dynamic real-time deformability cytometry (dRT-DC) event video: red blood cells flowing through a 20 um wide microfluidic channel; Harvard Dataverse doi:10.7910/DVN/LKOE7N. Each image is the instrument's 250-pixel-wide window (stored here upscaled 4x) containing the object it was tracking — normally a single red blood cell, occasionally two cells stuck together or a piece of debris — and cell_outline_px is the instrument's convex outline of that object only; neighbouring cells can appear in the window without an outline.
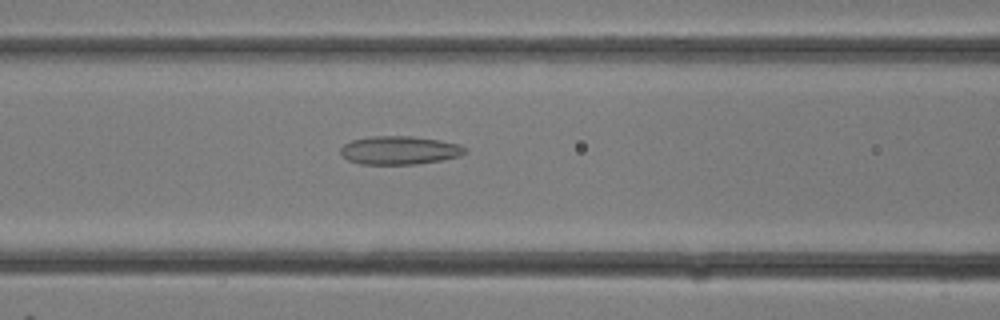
{"species": "common noctule bat (a hibernating species)", "species_latin": "Nyctalus noctula", "temperature_condition": "room temperature", "stored_images_in_passage": 28, "camera_frame_rate_fps": 3000, "um_per_image_px": 0.085, "animal": {"sex": "female"}, "frame": {"image": 1, "passage_image": 12, "time_ms": 3.667, "image_size_px": [1000, 320], "cell_outline_px": [[468, 152], [460, 156], [440, 160], [416, 164], [360, 164], [348, 160], [340, 152], [340, 148], [344, 144], [352, 140], [368, 136], [412, 136], [440, 140], [460, 144], [468, 148]], "centroid_in_image_um": [33.99, 12.76], "position_along_channel_um": 132.6, "area_um2": 20.75}}
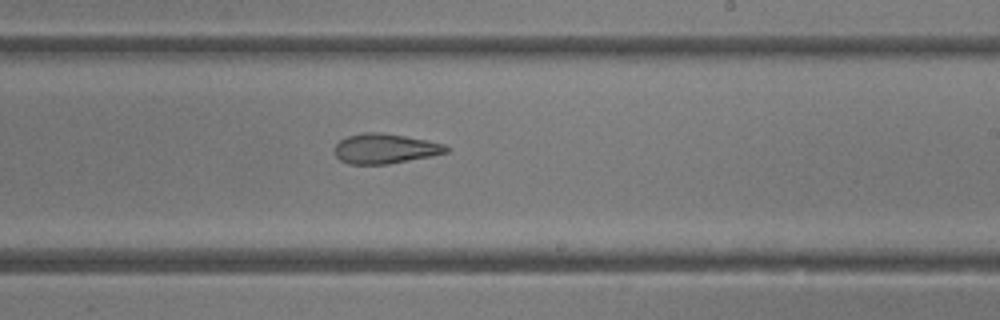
{"frame": {"image": 2, "passage_image": 17, "time_ms": 5.333, "image_size_px": [1000, 320], "cell_outline_px": [[452, 148], [448, 152], [432, 156], [388, 164], [348, 164], [340, 160], [336, 156], [336, 144], [340, 140], [348, 136], [364, 132], [380, 132], [428, 140], [444, 144]], "centroid_in_image_um": [32.77, 12.63], "position_along_channel_um": 256.2, "area_um2": 19.48}}
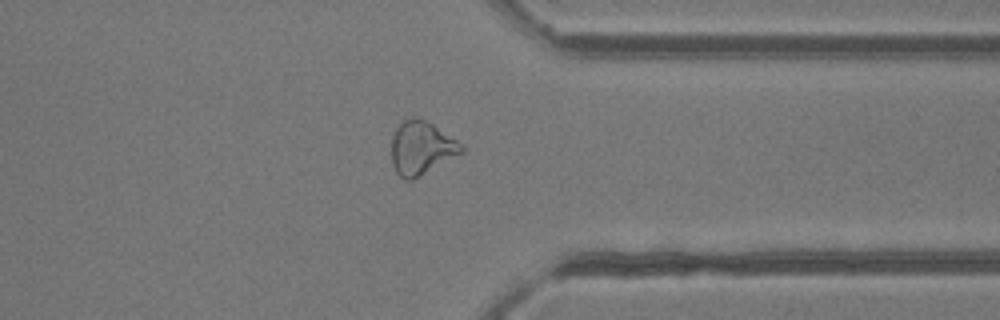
{"frame": {"image": 3, "passage_image": 22, "time_ms": 7.0, "image_size_px": [1000, 320], "cell_outline_px": [[464, 152], [412, 180], [404, 180], [396, 172], [392, 164], [392, 136], [396, 128], [404, 120], [412, 116], [416, 116], [432, 124], [464, 144]], "centroid_in_image_um": [35.82, 12.57], "position_along_channel_um": 375.6, "area_um2": 21.79}}